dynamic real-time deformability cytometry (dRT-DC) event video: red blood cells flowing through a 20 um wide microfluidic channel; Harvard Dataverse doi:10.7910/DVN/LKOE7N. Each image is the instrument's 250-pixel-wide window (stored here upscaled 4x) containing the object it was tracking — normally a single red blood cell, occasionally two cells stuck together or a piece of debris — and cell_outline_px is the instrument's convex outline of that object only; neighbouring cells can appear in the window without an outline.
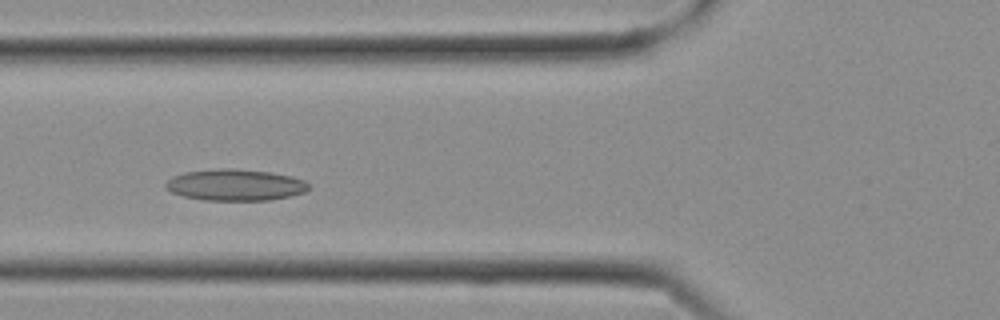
{"species": "Egyptian fruit bat (a non-hibernating species)", "species_latin": "Rousettus aegyptiacus", "temperature_condition": "cold", "stored_images_in_passage": 10, "camera_frame_rate_fps": 3000, "um_per_image_px": 0.085, "frame": {"image": 1, "passage_image": 7, "time_ms": 2.0, "image_size_px": [1000, 320], "cell_outline_px": [[312, 184], [304, 192], [288, 196], [268, 200], [204, 200], [184, 196], [172, 192], [164, 188], [164, 184], [172, 176], [184, 172], [220, 168], [236, 168], [272, 172], [292, 176], [304, 180]], "centroid_in_image_um": [19.99, 15.7], "position_along_channel_um": 105.8, "area_um2": 26.36}}
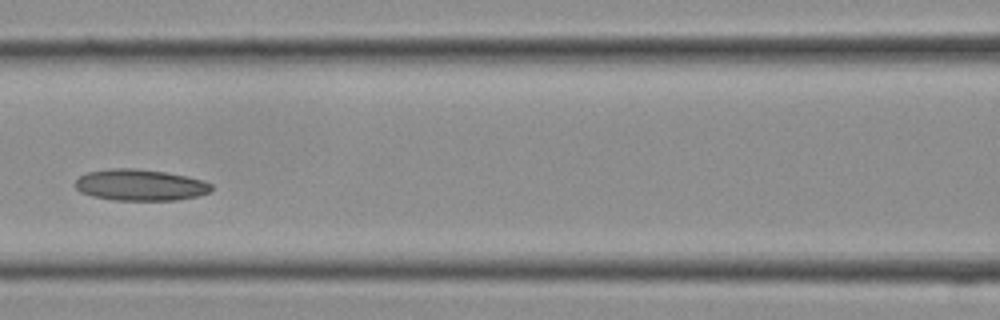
{"frame": {"image": 2, "passage_image": 9, "time_ms": 2.667, "image_size_px": [1000, 320], "cell_outline_px": [[212, 188], [208, 192], [196, 196], [176, 200], [112, 200], [92, 196], [80, 192], [76, 188], [76, 180], [80, 176], [88, 172], [112, 168], [136, 168], [164, 172], [188, 176], [204, 180], [212, 184]], "centroid_in_image_um": [11.92, 15.72], "position_along_channel_um": 154.7, "area_um2": 24.85}}